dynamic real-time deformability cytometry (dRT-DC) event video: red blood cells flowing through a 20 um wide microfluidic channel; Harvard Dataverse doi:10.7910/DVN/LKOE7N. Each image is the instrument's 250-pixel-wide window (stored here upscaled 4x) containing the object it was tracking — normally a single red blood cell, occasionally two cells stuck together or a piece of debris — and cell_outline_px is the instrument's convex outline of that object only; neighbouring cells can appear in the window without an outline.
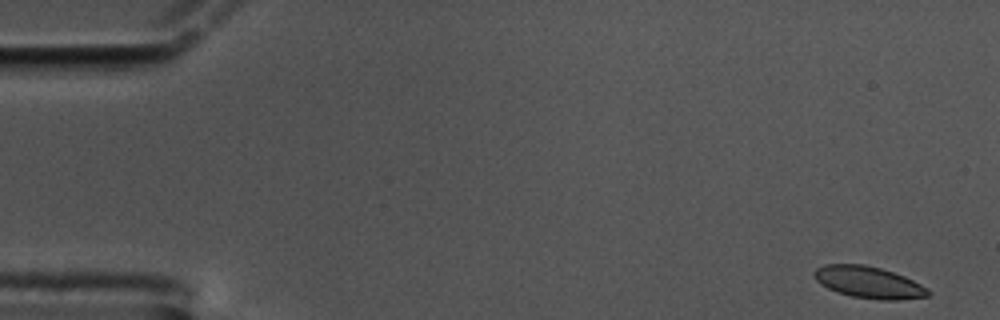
{"species": "common noctule bat (a hibernating species)", "species_latin": "Nyctalus noctula", "temperature_condition": "cold", "stored_images_in_passage": 58, "camera_frame_rate_fps": 3000, "um_per_image_px": 0.085, "animal": {"sex": "male", "body_mass_g": 17.5, "forearm_length_mm": 52.3}, "frame": {"image": 1, "passage_image": 1, "time_ms": 0.0, "image_size_px": [1000, 320], "cell_outline_px": [[932, 292], [928, 296], [896, 300], [880, 300], [852, 296], [836, 292], [820, 284], [812, 276], [812, 272], [816, 268], [824, 264], [864, 264], [880, 268], [904, 276], [928, 288]], "centroid_in_image_um": [73.8, 23.99], "position_along_channel_um": 11.2, "area_um2": 21.15}}
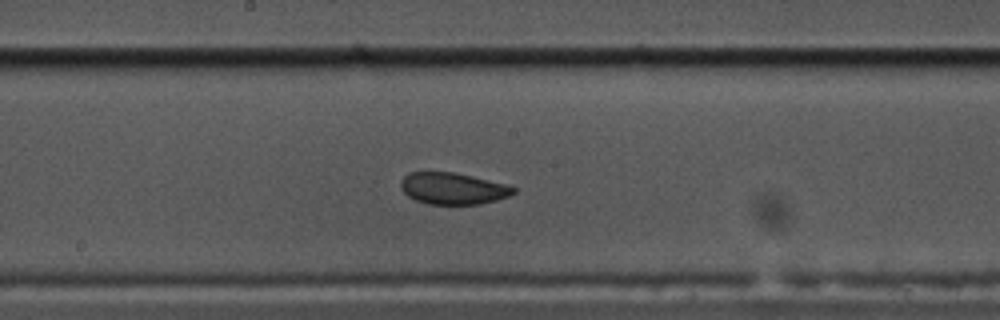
{"frame": {"image": 2, "passage_image": 30, "time_ms": 9.667, "image_size_px": [1000, 320], "cell_outline_px": [[516, 192], [508, 196], [496, 200], [480, 204], [428, 204], [416, 200], [408, 196], [400, 188], [400, 184], [404, 176], [412, 172], [456, 172], [504, 184], [516, 188]], "centroid_in_image_um": [38.48, 16.02], "position_along_channel_um": 209.7, "area_um2": 20.63}}
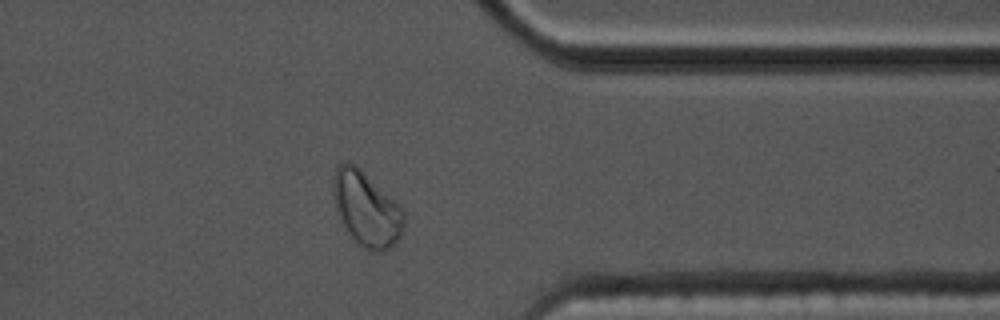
{"frame": {"image": 3, "passage_image": 46, "time_ms": 15.0, "image_size_px": [1000, 320], "cell_outline_px": [[404, 228], [400, 236], [384, 252], [372, 252], [356, 244], [344, 228], [336, 208], [332, 188], [332, 176], [336, 168], [344, 160], [356, 164], [404, 212]], "centroid_in_image_um": [31.09, 17.77], "position_along_channel_um": 380.3, "area_um2": 30.52}, "authors_computed_cell_mechanics": {"area_um2": 21.8195, "velocity_mm_per_s": 3.3543, "shape_relaxation_time_tau1_ms": 5.5566, "shape_relaxation_time_tau2_ms": 1.266, "deformation_change_tau1": 0.1173, "deformation_change_tau2": 0.0475}}